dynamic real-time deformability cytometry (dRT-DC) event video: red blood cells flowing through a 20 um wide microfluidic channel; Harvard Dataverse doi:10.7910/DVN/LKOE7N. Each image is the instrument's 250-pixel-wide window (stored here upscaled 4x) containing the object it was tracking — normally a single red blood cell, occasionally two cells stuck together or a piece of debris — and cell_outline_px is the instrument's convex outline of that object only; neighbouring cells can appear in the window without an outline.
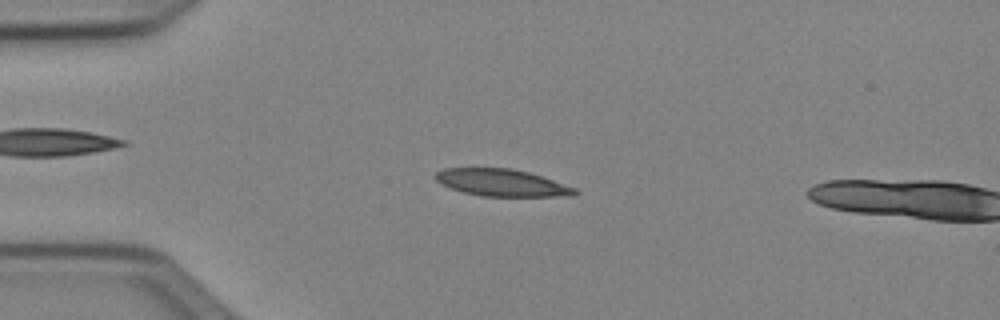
{"species": "Egyptian fruit bat (a non-hibernating species)", "species_latin": "Rousettus aegyptiacus", "temperature_condition": "cold", "stored_images_in_passage": 14, "camera_frame_rate_fps": 3000, "um_per_image_px": 0.085, "animal": {"sex": "female"}, "frame": {"image": 1, "passage_image": 12, "time_ms": 3.667, "image_size_px": [1000, 320], "cell_outline_px": [[580, 192], [572, 196], [480, 196], [464, 192], [452, 188], [436, 180], [436, 172], [444, 168], [512, 168], [528, 172], [576, 188]], "centroid_in_image_um": [42.68, 15.53], "position_along_channel_um": 42.3, "area_um2": 21.73}}